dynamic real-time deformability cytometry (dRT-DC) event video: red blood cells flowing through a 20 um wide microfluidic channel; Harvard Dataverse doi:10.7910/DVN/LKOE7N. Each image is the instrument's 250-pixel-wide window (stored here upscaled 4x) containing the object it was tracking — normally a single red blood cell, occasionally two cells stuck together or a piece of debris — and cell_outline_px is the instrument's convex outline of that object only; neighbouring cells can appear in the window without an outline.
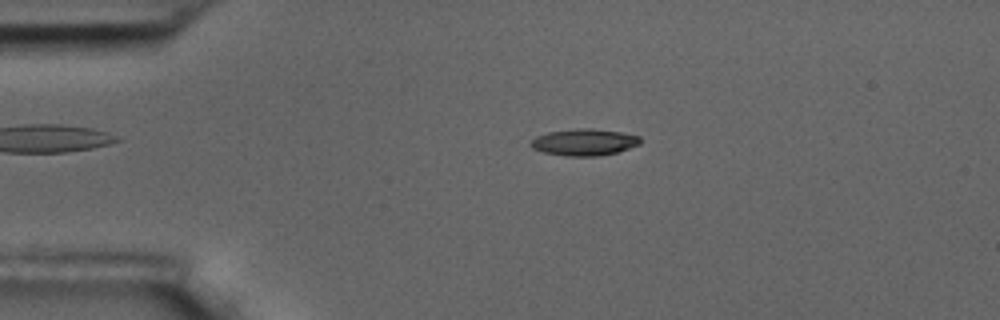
{"species": "common noctule bat (a hibernating species)", "species_latin": "Nyctalus noctula", "temperature_condition": "room temperature", "stored_images_in_passage": 57, "camera_frame_rate_fps": 3000, "um_per_image_px": 0.085, "animal": {"sex": "male", "body_mass_g": 17.5, "forearm_length_mm": 52.3}, "frame": {"image": 1, "passage_image": 12, "time_ms": 3.667, "image_size_px": [1000, 320], "cell_outline_px": [[640, 144], [616, 152], [600, 156], [564, 156], [544, 152], [532, 148], [528, 144], [536, 136], [548, 132], [580, 128], [592, 128], [620, 132], [640, 136]], "centroid_in_image_um": [49.63, 12.09], "position_along_channel_um": 35.4, "area_um2": 16.99}}
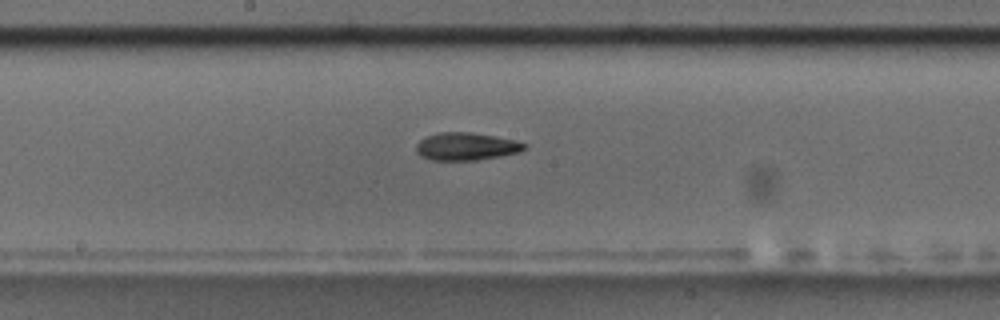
{"frame": {"image": 2, "passage_image": 30, "time_ms": 9.667, "image_size_px": [1000, 320], "cell_outline_px": [[528, 148], [520, 152], [500, 156], [476, 160], [432, 160], [420, 156], [416, 152], [416, 144], [424, 136], [440, 132], [472, 132], [516, 140], [528, 144]], "centroid_in_image_um": [39.64, 12.44], "position_along_channel_um": 208.6, "area_um2": 17.69}}
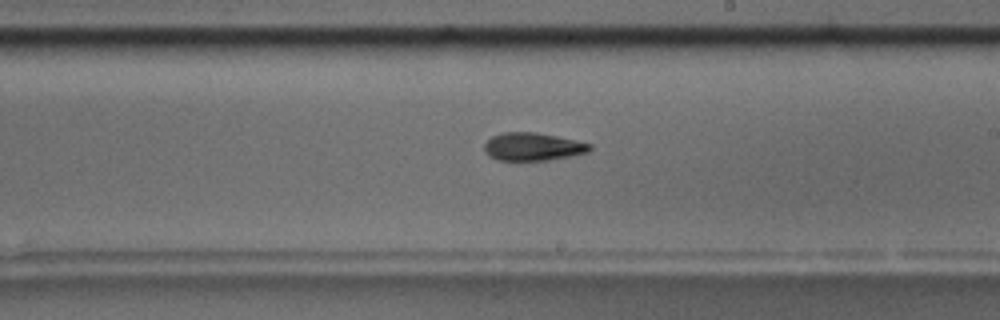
{"frame": {"image": 3, "passage_image": 33, "time_ms": 10.667, "image_size_px": [1000, 320], "cell_outline_px": [[592, 148], [588, 152], [548, 160], [496, 160], [488, 156], [484, 152], [484, 144], [492, 136], [504, 132], [532, 132], [556, 136], [592, 144]], "centroid_in_image_um": [45.25, 12.47], "position_along_channel_um": 243.8, "area_um2": 17.05}, "authors_computed_cell_mechanics": {"area_um2": 16.9932, "velocity_mm_per_s": 3.5262, "shape_relaxation_time_tau1_ms": 6.2851, "shape_relaxation_time_tau2_ms": 5.254, "deformation_change_tau1": 0.1645, "deformation_change_tau2": 0.1425}}